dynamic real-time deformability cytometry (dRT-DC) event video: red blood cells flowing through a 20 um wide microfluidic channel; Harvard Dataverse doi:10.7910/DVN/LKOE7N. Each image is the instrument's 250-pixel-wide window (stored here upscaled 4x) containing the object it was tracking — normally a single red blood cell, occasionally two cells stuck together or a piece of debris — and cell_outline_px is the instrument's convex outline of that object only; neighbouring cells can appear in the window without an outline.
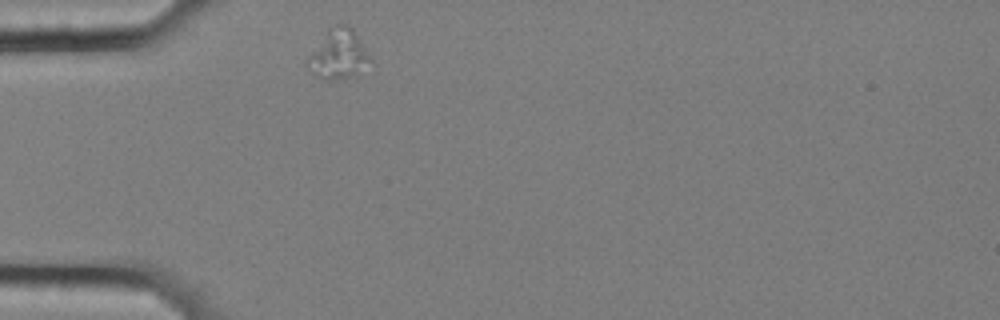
{"species": "common noctule bat (a hibernating species)", "species_latin": "Nyctalus noctula", "temperature_condition": "cold", "stored_images_in_passage": 12, "camera_frame_rate_fps": 3000, "um_per_image_px": 0.085, "animal": {"sex": "female", "body_mass_g": 25.1}, "frame": {"image": 1, "passage_image": 1, "time_ms": 0.0, "image_size_px": [1000, 320], "cell_outline_px": [[372, 60], [356, 76], [344, 80], [324, 80], [312, 72], [304, 64], [308, 56], [328, 28], [340, 20], [348, 24], [356, 32]], "centroid_in_image_um": [28.76, 4.6], "position_along_channel_um": 56.2, "area_um2": 18.61}}